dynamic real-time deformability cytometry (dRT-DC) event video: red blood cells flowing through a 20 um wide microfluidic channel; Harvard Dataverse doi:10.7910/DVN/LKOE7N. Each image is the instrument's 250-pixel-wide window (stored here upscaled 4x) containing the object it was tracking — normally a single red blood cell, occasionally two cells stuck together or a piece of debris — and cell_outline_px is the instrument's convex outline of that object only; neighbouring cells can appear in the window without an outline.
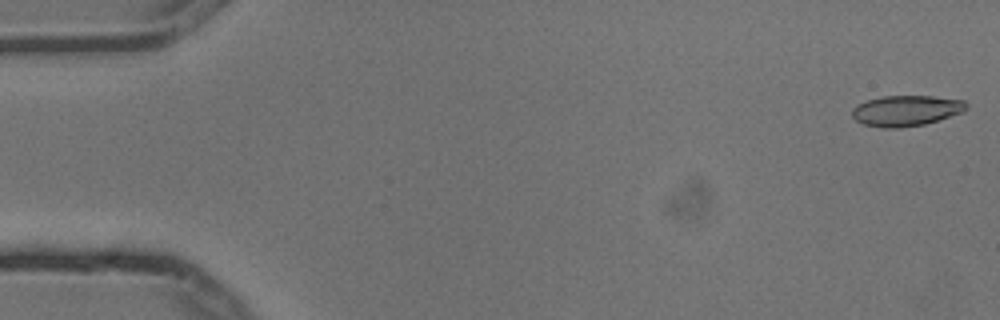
{"species": "common noctule bat (a hibernating species)", "species_latin": "Nyctalus noctula", "temperature_condition": "cold", "stored_images_in_passage": 2, "camera_frame_rate_fps": 3000, "um_per_image_px": 0.085, "animal": {"sex": "male", "body_mass_g": 13.3}, "frame": {"image": 1, "passage_image": 2, "time_ms": 0.333, "image_size_px": [1000, 320], "cell_outline_px": [[968, 108], [964, 112], [924, 124], [900, 128], [884, 128], [864, 124], [856, 120], [852, 116], [852, 108], [856, 104], [868, 100], [884, 96], [932, 96], [964, 100], [968, 104]], "centroid_in_image_um": [77.04, 9.4], "position_along_channel_um": 8.0, "area_um2": 20.46}}